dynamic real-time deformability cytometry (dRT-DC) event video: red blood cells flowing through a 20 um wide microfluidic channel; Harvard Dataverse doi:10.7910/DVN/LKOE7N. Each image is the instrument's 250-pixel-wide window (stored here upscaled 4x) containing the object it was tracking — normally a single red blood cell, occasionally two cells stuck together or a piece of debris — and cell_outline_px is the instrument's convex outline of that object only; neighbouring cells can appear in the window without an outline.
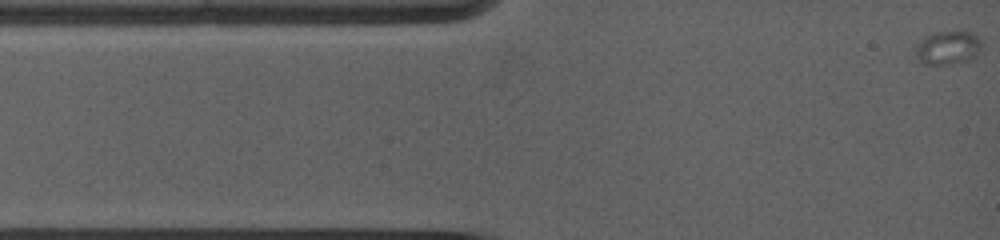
{"species": "common noctule bat (a hibernating species)", "species_latin": "Nyctalus noctula", "temperature_condition": "warm", "stored_images_in_passage": 31, "camera_frame_rate_fps": 5000, "um_per_image_px": 0.085, "animal": {"sex": "female", "body_mass_g": 19.0, "forearm_length_mm": 53.3}, "frame": {"image": 1, "passage_image": 1, "time_ms": 0.0, "image_size_px": [1000, 240], "cell_outline_px": [[984, 44], [976, 56], [968, 60], [944, 64], [924, 64], [916, 60], [916, 44], [924, 36], [932, 32], [972, 32]], "centroid_in_image_um": [80.55, 4.05], "position_along_channel_um": 4.5, "area_um2": 13.01}}
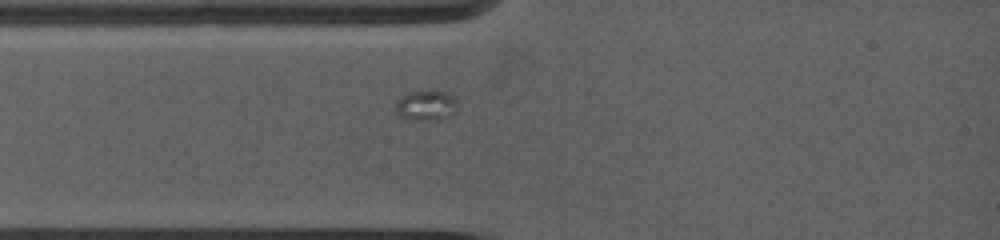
{"frame": {"image": 2, "passage_image": 10, "time_ms": 3.0, "image_size_px": [1000, 240], "cell_outline_px": [[460, 104], [456, 112], [452, 116], [440, 120], [424, 120], [396, 116], [396, 100], [412, 92], [436, 88], [452, 96]], "centroid_in_image_um": [36.29, 8.95], "position_along_channel_um": 48.7, "area_um2": 11.27}}